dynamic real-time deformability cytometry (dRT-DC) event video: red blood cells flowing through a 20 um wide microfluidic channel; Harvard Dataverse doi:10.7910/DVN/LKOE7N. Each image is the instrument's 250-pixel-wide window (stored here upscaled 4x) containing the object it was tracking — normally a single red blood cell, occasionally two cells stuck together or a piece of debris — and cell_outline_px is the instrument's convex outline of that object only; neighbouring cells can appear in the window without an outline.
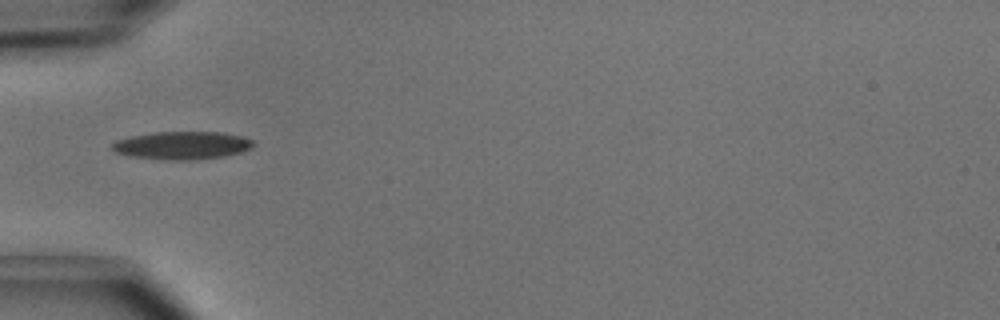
{"species": "common noctule bat (a hibernating species)", "species_latin": "Nyctalus noctula", "temperature_condition": "cold", "stored_images_in_passage": 5, "camera_frame_rate_fps": 3000, "um_per_image_px": 0.085, "animal": {"sex": "male", "body_mass_g": 15.6}, "frame": {"image": 1, "passage_image": 5, "time_ms": 1.333, "image_size_px": [1000, 320], "cell_outline_px": [[252, 148], [240, 152], [224, 156], [188, 160], [172, 160], [132, 156], [116, 152], [112, 148], [112, 144], [116, 140], [132, 136], [152, 132], [224, 132], [240, 136], [252, 140]], "centroid_in_image_um": [15.48, 12.35], "position_along_channel_um": 69.5, "area_um2": 22.66}}